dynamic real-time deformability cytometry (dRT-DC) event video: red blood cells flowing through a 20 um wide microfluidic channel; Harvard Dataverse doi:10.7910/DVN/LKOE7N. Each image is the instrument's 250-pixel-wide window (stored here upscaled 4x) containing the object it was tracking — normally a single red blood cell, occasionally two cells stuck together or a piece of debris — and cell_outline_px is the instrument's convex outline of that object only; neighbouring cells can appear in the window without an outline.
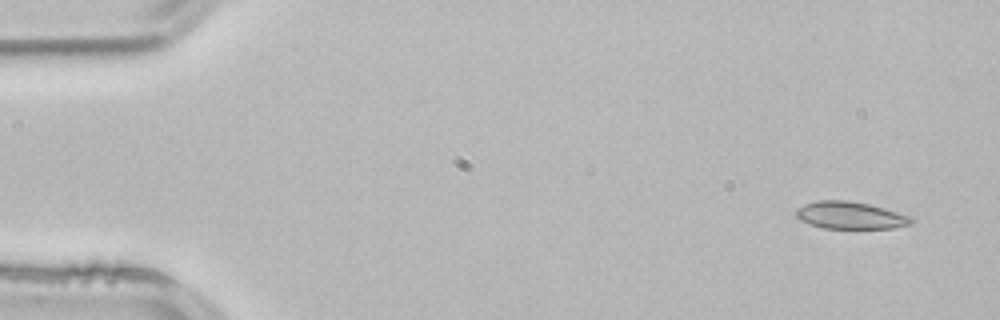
{"species": "common noctule bat (a hibernating species)", "species_latin": "Nyctalus noctula", "temperature_condition": "room temperature", "stored_images_in_passage": 4, "camera_frame_rate_fps": 3000, "um_per_image_px": 0.085, "animal": {"sex": "male", "body_mass_g": 21.5, "forearm_length_mm": 52.0}, "frame": {"image": 1, "passage_image": 1, "time_ms": 0.0, "image_size_px": [1000, 320], "cell_outline_px": [[916, 220], [912, 224], [892, 228], [824, 228], [800, 220], [796, 216], [796, 208], [804, 204], [816, 200], [848, 200], [868, 204], [884, 208], [912, 216]], "centroid_in_image_um": [72.31, 18.29], "position_along_channel_um": 12.7, "area_um2": 18.38}}